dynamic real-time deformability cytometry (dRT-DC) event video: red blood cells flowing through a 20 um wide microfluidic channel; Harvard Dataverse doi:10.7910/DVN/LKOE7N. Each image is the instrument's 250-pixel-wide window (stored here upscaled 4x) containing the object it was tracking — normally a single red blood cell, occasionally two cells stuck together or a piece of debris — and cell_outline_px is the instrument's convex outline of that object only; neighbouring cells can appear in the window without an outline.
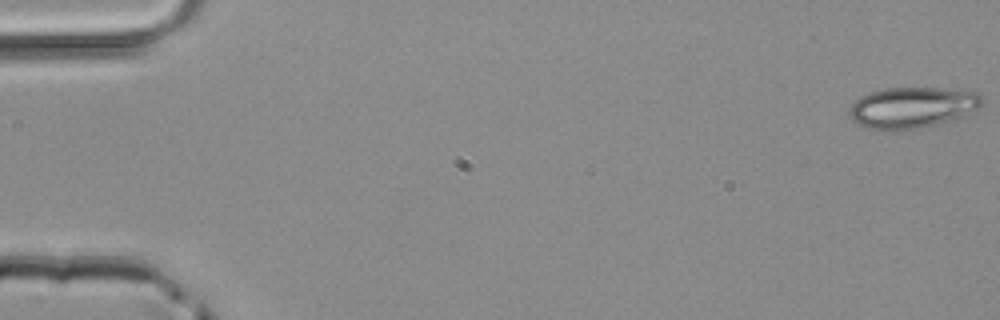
{"species": "common noctule bat (a hibernating species)", "species_latin": "Nyctalus noctula", "temperature_condition": "room temperature", "stored_images_in_passage": 12, "camera_frame_rate_fps": 3000, "um_per_image_px": 0.085, "animal": {"sex": "male", "body_mass_g": 20.4}, "frame": {"image": 1, "passage_image": 1, "time_ms": 0.0, "image_size_px": [1000, 320], "cell_outline_px": [[984, 104], [980, 108], [952, 120], [920, 128], [864, 128], [856, 124], [848, 116], [848, 108], [860, 96], [868, 92], [884, 88], [940, 88], [980, 92], [984, 100]], "centroid_in_image_um": [77.55, 9.11], "position_along_channel_um": 7.5, "area_um2": 31.73}}